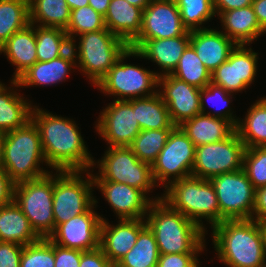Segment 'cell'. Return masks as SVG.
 Instances as JSON below:
<instances>
[{"label": "cell", "mask_w": 266, "mask_h": 267, "mask_svg": "<svg viewBox=\"0 0 266 267\" xmlns=\"http://www.w3.org/2000/svg\"><path fill=\"white\" fill-rule=\"evenodd\" d=\"M31 120L39 129L42 150L49 168L55 171L91 170L94 158L73 119L53 115L34 105Z\"/></svg>", "instance_id": "obj_1"}, {"label": "cell", "mask_w": 266, "mask_h": 267, "mask_svg": "<svg viewBox=\"0 0 266 267\" xmlns=\"http://www.w3.org/2000/svg\"><path fill=\"white\" fill-rule=\"evenodd\" d=\"M218 259L228 267H261L266 261L263 234L253 219L224 220L212 227Z\"/></svg>", "instance_id": "obj_2"}, {"label": "cell", "mask_w": 266, "mask_h": 267, "mask_svg": "<svg viewBox=\"0 0 266 267\" xmlns=\"http://www.w3.org/2000/svg\"><path fill=\"white\" fill-rule=\"evenodd\" d=\"M145 220L155 235L159 254L204 251L207 233L162 199L151 203Z\"/></svg>", "instance_id": "obj_3"}, {"label": "cell", "mask_w": 266, "mask_h": 267, "mask_svg": "<svg viewBox=\"0 0 266 267\" xmlns=\"http://www.w3.org/2000/svg\"><path fill=\"white\" fill-rule=\"evenodd\" d=\"M2 154V168L14 183L35 180L51 173L40 167V163L48 164L39 129L32 120L21 128L4 133Z\"/></svg>", "instance_id": "obj_4"}, {"label": "cell", "mask_w": 266, "mask_h": 267, "mask_svg": "<svg viewBox=\"0 0 266 267\" xmlns=\"http://www.w3.org/2000/svg\"><path fill=\"white\" fill-rule=\"evenodd\" d=\"M162 200L181 212L205 232L202 219L211 228L220 223V208L210 180L193 176L173 181L165 188Z\"/></svg>", "instance_id": "obj_5"}, {"label": "cell", "mask_w": 266, "mask_h": 267, "mask_svg": "<svg viewBox=\"0 0 266 267\" xmlns=\"http://www.w3.org/2000/svg\"><path fill=\"white\" fill-rule=\"evenodd\" d=\"M78 45L71 42L77 67L94 86L108 73L129 45L107 28L79 35ZM78 46V47H77ZM78 49V50H77Z\"/></svg>", "instance_id": "obj_6"}, {"label": "cell", "mask_w": 266, "mask_h": 267, "mask_svg": "<svg viewBox=\"0 0 266 267\" xmlns=\"http://www.w3.org/2000/svg\"><path fill=\"white\" fill-rule=\"evenodd\" d=\"M93 171H56L53 174L55 229L70 218L86 213L94 204ZM56 173V174H55ZM85 175V179L83 175Z\"/></svg>", "instance_id": "obj_7"}, {"label": "cell", "mask_w": 266, "mask_h": 267, "mask_svg": "<svg viewBox=\"0 0 266 267\" xmlns=\"http://www.w3.org/2000/svg\"><path fill=\"white\" fill-rule=\"evenodd\" d=\"M107 149L101 160L93 162L92 169L98 164L100 172L92 174L93 181L125 183L146 195L154 190V187H158L153 178L152 166L140 161L129 146H108Z\"/></svg>", "instance_id": "obj_8"}, {"label": "cell", "mask_w": 266, "mask_h": 267, "mask_svg": "<svg viewBox=\"0 0 266 267\" xmlns=\"http://www.w3.org/2000/svg\"><path fill=\"white\" fill-rule=\"evenodd\" d=\"M133 56L134 49L129 48L95 87L105 95L115 96L116 100L148 97L157 93L159 73L124 62V59Z\"/></svg>", "instance_id": "obj_9"}, {"label": "cell", "mask_w": 266, "mask_h": 267, "mask_svg": "<svg viewBox=\"0 0 266 267\" xmlns=\"http://www.w3.org/2000/svg\"><path fill=\"white\" fill-rule=\"evenodd\" d=\"M52 173L15 183L14 186V201L40 238H49L55 231Z\"/></svg>", "instance_id": "obj_10"}, {"label": "cell", "mask_w": 266, "mask_h": 267, "mask_svg": "<svg viewBox=\"0 0 266 267\" xmlns=\"http://www.w3.org/2000/svg\"><path fill=\"white\" fill-rule=\"evenodd\" d=\"M195 145L179 126H175L166 145L151 165L157 186L166 188L173 181L192 176ZM159 183V184H158Z\"/></svg>", "instance_id": "obj_11"}, {"label": "cell", "mask_w": 266, "mask_h": 267, "mask_svg": "<svg viewBox=\"0 0 266 267\" xmlns=\"http://www.w3.org/2000/svg\"><path fill=\"white\" fill-rule=\"evenodd\" d=\"M245 150L236 130L222 141L197 146L192 176L210 180L215 176L243 169Z\"/></svg>", "instance_id": "obj_12"}, {"label": "cell", "mask_w": 266, "mask_h": 267, "mask_svg": "<svg viewBox=\"0 0 266 267\" xmlns=\"http://www.w3.org/2000/svg\"><path fill=\"white\" fill-rule=\"evenodd\" d=\"M210 181L220 208V223L252 218L255 188L243 169L215 176Z\"/></svg>", "instance_id": "obj_13"}, {"label": "cell", "mask_w": 266, "mask_h": 267, "mask_svg": "<svg viewBox=\"0 0 266 267\" xmlns=\"http://www.w3.org/2000/svg\"><path fill=\"white\" fill-rule=\"evenodd\" d=\"M115 99L100 112L96 132L109 147L130 146L141 131L136 117V98Z\"/></svg>", "instance_id": "obj_14"}, {"label": "cell", "mask_w": 266, "mask_h": 267, "mask_svg": "<svg viewBox=\"0 0 266 267\" xmlns=\"http://www.w3.org/2000/svg\"><path fill=\"white\" fill-rule=\"evenodd\" d=\"M187 31L176 1L151 0L143 10L141 32L129 48L137 50L147 40L178 37Z\"/></svg>", "instance_id": "obj_15"}, {"label": "cell", "mask_w": 266, "mask_h": 267, "mask_svg": "<svg viewBox=\"0 0 266 267\" xmlns=\"http://www.w3.org/2000/svg\"><path fill=\"white\" fill-rule=\"evenodd\" d=\"M247 46L236 45L227 61L211 73V83L234 94L241 93L255 82L259 56Z\"/></svg>", "instance_id": "obj_16"}, {"label": "cell", "mask_w": 266, "mask_h": 267, "mask_svg": "<svg viewBox=\"0 0 266 267\" xmlns=\"http://www.w3.org/2000/svg\"><path fill=\"white\" fill-rule=\"evenodd\" d=\"M97 203L95 199V204L86 213L60 224L49 239L58 246L81 251L99 247L100 225L103 217L95 212Z\"/></svg>", "instance_id": "obj_17"}, {"label": "cell", "mask_w": 266, "mask_h": 267, "mask_svg": "<svg viewBox=\"0 0 266 267\" xmlns=\"http://www.w3.org/2000/svg\"><path fill=\"white\" fill-rule=\"evenodd\" d=\"M158 87H160L158 92L167 105L170 119L175 126H179L184 121L201 113V89L189 85L171 74L158 77Z\"/></svg>", "instance_id": "obj_18"}, {"label": "cell", "mask_w": 266, "mask_h": 267, "mask_svg": "<svg viewBox=\"0 0 266 267\" xmlns=\"http://www.w3.org/2000/svg\"><path fill=\"white\" fill-rule=\"evenodd\" d=\"M94 187L101 191L118 219H145L151 203L162 199V196H146L143 191L125 183L94 181Z\"/></svg>", "instance_id": "obj_19"}, {"label": "cell", "mask_w": 266, "mask_h": 267, "mask_svg": "<svg viewBox=\"0 0 266 267\" xmlns=\"http://www.w3.org/2000/svg\"><path fill=\"white\" fill-rule=\"evenodd\" d=\"M146 225L145 219H120L118 224L111 225L102 218L99 247L114 266L134 247Z\"/></svg>", "instance_id": "obj_20"}, {"label": "cell", "mask_w": 266, "mask_h": 267, "mask_svg": "<svg viewBox=\"0 0 266 267\" xmlns=\"http://www.w3.org/2000/svg\"><path fill=\"white\" fill-rule=\"evenodd\" d=\"M73 67L77 68L76 59L71 47L58 58L50 61H37L29 67L16 80L11 79L14 88L31 86H51L63 82L68 78ZM72 68V69H71Z\"/></svg>", "instance_id": "obj_21"}, {"label": "cell", "mask_w": 266, "mask_h": 267, "mask_svg": "<svg viewBox=\"0 0 266 267\" xmlns=\"http://www.w3.org/2000/svg\"><path fill=\"white\" fill-rule=\"evenodd\" d=\"M190 45L210 73L227 61L230 52L236 47L221 30L213 28L190 31Z\"/></svg>", "instance_id": "obj_22"}, {"label": "cell", "mask_w": 266, "mask_h": 267, "mask_svg": "<svg viewBox=\"0 0 266 267\" xmlns=\"http://www.w3.org/2000/svg\"><path fill=\"white\" fill-rule=\"evenodd\" d=\"M190 44V31L184 35L163 39H151L145 41L137 50H134V57H140L156 63L162 72L159 77L171 74L184 50Z\"/></svg>", "instance_id": "obj_23"}, {"label": "cell", "mask_w": 266, "mask_h": 267, "mask_svg": "<svg viewBox=\"0 0 266 267\" xmlns=\"http://www.w3.org/2000/svg\"><path fill=\"white\" fill-rule=\"evenodd\" d=\"M143 10L126 0H111L104 16L105 28L130 45L141 32Z\"/></svg>", "instance_id": "obj_24"}, {"label": "cell", "mask_w": 266, "mask_h": 267, "mask_svg": "<svg viewBox=\"0 0 266 267\" xmlns=\"http://www.w3.org/2000/svg\"><path fill=\"white\" fill-rule=\"evenodd\" d=\"M219 17L224 30L222 32L236 45L250 46L254 40L259 38L258 36L261 37L265 34L260 27L252 5L224 11Z\"/></svg>", "instance_id": "obj_25"}, {"label": "cell", "mask_w": 266, "mask_h": 267, "mask_svg": "<svg viewBox=\"0 0 266 267\" xmlns=\"http://www.w3.org/2000/svg\"><path fill=\"white\" fill-rule=\"evenodd\" d=\"M4 53L7 60L16 67L12 79L16 80L37 61L35 24L29 23L23 29L15 32L0 47V54Z\"/></svg>", "instance_id": "obj_26"}, {"label": "cell", "mask_w": 266, "mask_h": 267, "mask_svg": "<svg viewBox=\"0 0 266 267\" xmlns=\"http://www.w3.org/2000/svg\"><path fill=\"white\" fill-rule=\"evenodd\" d=\"M179 127L195 147L222 141L236 130L229 120L203 113L184 121Z\"/></svg>", "instance_id": "obj_27"}, {"label": "cell", "mask_w": 266, "mask_h": 267, "mask_svg": "<svg viewBox=\"0 0 266 267\" xmlns=\"http://www.w3.org/2000/svg\"><path fill=\"white\" fill-rule=\"evenodd\" d=\"M40 239L31 227L28 218L14 200L0 206V241L25 246Z\"/></svg>", "instance_id": "obj_28"}, {"label": "cell", "mask_w": 266, "mask_h": 267, "mask_svg": "<svg viewBox=\"0 0 266 267\" xmlns=\"http://www.w3.org/2000/svg\"><path fill=\"white\" fill-rule=\"evenodd\" d=\"M11 88L4 83L0 85V132L3 134L23 127L31 120L33 104L23 94L21 96L19 90Z\"/></svg>", "instance_id": "obj_29"}, {"label": "cell", "mask_w": 266, "mask_h": 267, "mask_svg": "<svg viewBox=\"0 0 266 267\" xmlns=\"http://www.w3.org/2000/svg\"><path fill=\"white\" fill-rule=\"evenodd\" d=\"M236 132L246 148L266 147V97L259 98L239 119Z\"/></svg>", "instance_id": "obj_30"}, {"label": "cell", "mask_w": 266, "mask_h": 267, "mask_svg": "<svg viewBox=\"0 0 266 267\" xmlns=\"http://www.w3.org/2000/svg\"><path fill=\"white\" fill-rule=\"evenodd\" d=\"M136 117L141 130L173 129L167 105L159 92L136 98Z\"/></svg>", "instance_id": "obj_31"}, {"label": "cell", "mask_w": 266, "mask_h": 267, "mask_svg": "<svg viewBox=\"0 0 266 267\" xmlns=\"http://www.w3.org/2000/svg\"><path fill=\"white\" fill-rule=\"evenodd\" d=\"M71 10L66 0H31L29 2V21L42 27L66 29Z\"/></svg>", "instance_id": "obj_32"}, {"label": "cell", "mask_w": 266, "mask_h": 267, "mask_svg": "<svg viewBox=\"0 0 266 267\" xmlns=\"http://www.w3.org/2000/svg\"><path fill=\"white\" fill-rule=\"evenodd\" d=\"M159 251L153 231L146 225L137 237L134 247L115 267H157Z\"/></svg>", "instance_id": "obj_33"}, {"label": "cell", "mask_w": 266, "mask_h": 267, "mask_svg": "<svg viewBox=\"0 0 266 267\" xmlns=\"http://www.w3.org/2000/svg\"><path fill=\"white\" fill-rule=\"evenodd\" d=\"M38 61L45 62L63 55L71 46L66 31L58 27L35 25Z\"/></svg>", "instance_id": "obj_34"}, {"label": "cell", "mask_w": 266, "mask_h": 267, "mask_svg": "<svg viewBox=\"0 0 266 267\" xmlns=\"http://www.w3.org/2000/svg\"><path fill=\"white\" fill-rule=\"evenodd\" d=\"M29 23L27 0H0V47Z\"/></svg>", "instance_id": "obj_35"}, {"label": "cell", "mask_w": 266, "mask_h": 267, "mask_svg": "<svg viewBox=\"0 0 266 267\" xmlns=\"http://www.w3.org/2000/svg\"><path fill=\"white\" fill-rule=\"evenodd\" d=\"M171 75L199 89H202L211 83V73L203 65L190 44L184 50V53L180 57V60Z\"/></svg>", "instance_id": "obj_36"}, {"label": "cell", "mask_w": 266, "mask_h": 267, "mask_svg": "<svg viewBox=\"0 0 266 267\" xmlns=\"http://www.w3.org/2000/svg\"><path fill=\"white\" fill-rule=\"evenodd\" d=\"M171 130H141L129 147L140 161L152 165L166 145Z\"/></svg>", "instance_id": "obj_37"}, {"label": "cell", "mask_w": 266, "mask_h": 267, "mask_svg": "<svg viewBox=\"0 0 266 267\" xmlns=\"http://www.w3.org/2000/svg\"><path fill=\"white\" fill-rule=\"evenodd\" d=\"M233 96L234 94L227 92L222 87L216 86L213 83H209L206 87L202 88L200 92L201 113L217 118L227 119L236 127L240 118H236L231 111V106L229 103H232ZM206 100L209 102V104H212L216 112L214 111L211 113L209 110L206 111Z\"/></svg>", "instance_id": "obj_38"}, {"label": "cell", "mask_w": 266, "mask_h": 267, "mask_svg": "<svg viewBox=\"0 0 266 267\" xmlns=\"http://www.w3.org/2000/svg\"><path fill=\"white\" fill-rule=\"evenodd\" d=\"M183 25L189 30L204 29L202 26L216 16L213 0H175Z\"/></svg>", "instance_id": "obj_39"}, {"label": "cell", "mask_w": 266, "mask_h": 267, "mask_svg": "<svg viewBox=\"0 0 266 267\" xmlns=\"http://www.w3.org/2000/svg\"><path fill=\"white\" fill-rule=\"evenodd\" d=\"M105 29L104 16L91 6L71 10L70 21L65 29L70 42H76V37L87 32Z\"/></svg>", "instance_id": "obj_40"}, {"label": "cell", "mask_w": 266, "mask_h": 267, "mask_svg": "<svg viewBox=\"0 0 266 267\" xmlns=\"http://www.w3.org/2000/svg\"><path fill=\"white\" fill-rule=\"evenodd\" d=\"M55 244L49 238H41L23 247L20 267H54Z\"/></svg>", "instance_id": "obj_41"}, {"label": "cell", "mask_w": 266, "mask_h": 267, "mask_svg": "<svg viewBox=\"0 0 266 267\" xmlns=\"http://www.w3.org/2000/svg\"><path fill=\"white\" fill-rule=\"evenodd\" d=\"M243 170L255 189L266 186V147L246 148Z\"/></svg>", "instance_id": "obj_42"}, {"label": "cell", "mask_w": 266, "mask_h": 267, "mask_svg": "<svg viewBox=\"0 0 266 267\" xmlns=\"http://www.w3.org/2000/svg\"><path fill=\"white\" fill-rule=\"evenodd\" d=\"M24 245L0 241V267H20Z\"/></svg>", "instance_id": "obj_43"}, {"label": "cell", "mask_w": 266, "mask_h": 267, "mask_svg": "<svg viewBox=\"0 0 266 267\" xmlns=\"http://www.w3.org/2000/svg\"><path fill=\"white\" fill-rule=\"evenodd\" d=\"M200 253L159 254L157 267H189Z\"/></svg>", "instance_id": "obj_44"}, {"label": "cell", "mask_w": 266, "mask_h": 267, "mask_svg": "<svg viewBox=\"0 0 266 267\" xmlns=\"http://www.w3.org/2000/svg\"><path fill=\"white\" fill-rule=\"evenodd\" d=\"M81 250L64 248L55 244L54 267H79Z\"/></svg>", "instance_id": "obj_45"}, {"label": "cell", "mask_w": 266, "mask_h": 267, "mask_svg": "<svg viewBox=\"0 0 266 267\" xmlns=\"http://www.w3.org/2000/svg\"><path fill=\"white\" fill-rule=\"evenodd\" d=\"M79 267H115L104 255L100 247L93 250L81 251Z\"/></svg>", "instance_id": "obj_46"}, {"label": "cell", "mask_w": 266, "mask_h": 267, "mask_svg": "<svg viewBox=\"0 0 266 267\" xmlns=\"http://www.w3.org/2000/svg\"><path fill=\"white\" fill-rule=\"evenodd\" d=\"M251 219L259 223L266 221V186L255 189L254 209Z\"/></svg>", "instance_id": "obj_47"}, {"label": "cell", "mask_w": 266, "mask_h": 267, "mask_svg": "<svg viewBox=\"0 0 266 267\" xmlns=\"http://www.w3.org/2000/svg\"><path fill=\"white\" fill-rule=\"evenodd\" d=\"M15 183L9 178L5 170L0 167V206L14 200Z\"/></svg>", "instance_id": "obj_48"}, {"label": "cell", "mask_w": 266, "mask_h": 267, "mask_svg": "<svg viewBox=\"0 0 266 267\" xmlns=\"http://www.w3.org/2000/svg\"><path fill=\"white\" fill-rule=\"evenodd\" d=\"M253 0H213L214 10L217 16L224 11L243 8L252 5Z\"/></svg>", "instance_id": "obj_49"}, {"label": "cell", "mask_w": 266, "mask_h": 267, "mask_svg": "<svg viewBox=\"0 0 266 267\" xmlns=\"http://www.w3.org/2000/svg\"><path fill=\"white\" fill-rule=\"evenodd\" d=\"M252 7L262 31L266 34V0H253Z\"/></svg>", "instance_id": "obj_50"}, {"label": "cell", "mask_w": 266, "mask_h": 267, "mask_svg": "<svg viewBox=\"0 0 266 267\" xmlns=\"http://www.w3.org/2000/svg\"><path fill=\"white\" fill-rule=\"evenodd\" d=\"M88 2L89 6H91L96 12L105 16L111 0H89Z\"/></svg>", "instance_id": "obj_51"}, {"label": "cell", "mask_w": 266, "mask_h": 267, "mask_svg": "<svg viewBox=\"0 0 266 267\" xmlns=\"http://www.w3.org/2000/svg\"><path fill=\"white\" fill-rule=\"evenodd\" d=\"M89 0H66L70 10H74L77 8H82L86 5H89Z\"/></svg>", "instance_id": "obj_52"}, {"label": "cell", "mask_w": 266, "mask_h": 267, "mask_svg": "<svg viewBox=\"0 0 266 267\" xmlns=\"http://www.w3.org/2000/svg\"><path fill=\"white\" fill-rule=\"evenodd\" d=\"M131 5H134L138 8L144 10L151 2V0H126Z\"/></svg>", "instance_id": "obj_53"}, {"label": "cell", "mask_w": 266, "mask_h": 267, "mask_svg": "<svg viewBox=\"0 0 266 267\" xmlns=\"http://www.w3.org/2000/svg\"><path fill=\"white\" fill-rule=\"evenodd\" d=\"M3 139H4V134L0 132V167H2L3 163Z\"/></svg>", "instance_id": "obj_54"}, {"label": "cell", "mask_w": 266, "mask_h": 267, "mask_svg": "<svg viewBox=\"0 0 266 267\" xmlns=\"http://www.w3.org/2000/svg\"><path fill=\"white\" fill-rule=\"evenodd\" d=\"M259 225H260V228L263 234L264 247H265V252H266V221L260 222Z\"/></svg>", "instance_id": "obj_55"}, {"label": "cell", "mask_w": 266, "mask_h": 267, "mask_svg": "<svg viewBox=\"0 0 266 267\" xmlns=\"http://www.w3.org/2000/svg\"><path fill=\"white\" fill-rule=\"evenodd\" d=\"M198 260L197 258L189 267H200V262Z\"/></svg>", "instance_id": "obj_56"}, {"label": "cell", "mask_w": 266, "mask_h": 267, "mask_svg": "<svg viewBox=\"0 0 266 267\" xmlns=\"http://www.w3.org/2000/svg\"><path fill=\"white\" fill-rule=\"evenodd\" d=\"M261 267H266V261L263 263V265Z\"/></svg>", "instance_id": "obj_57"}]
</instances>
